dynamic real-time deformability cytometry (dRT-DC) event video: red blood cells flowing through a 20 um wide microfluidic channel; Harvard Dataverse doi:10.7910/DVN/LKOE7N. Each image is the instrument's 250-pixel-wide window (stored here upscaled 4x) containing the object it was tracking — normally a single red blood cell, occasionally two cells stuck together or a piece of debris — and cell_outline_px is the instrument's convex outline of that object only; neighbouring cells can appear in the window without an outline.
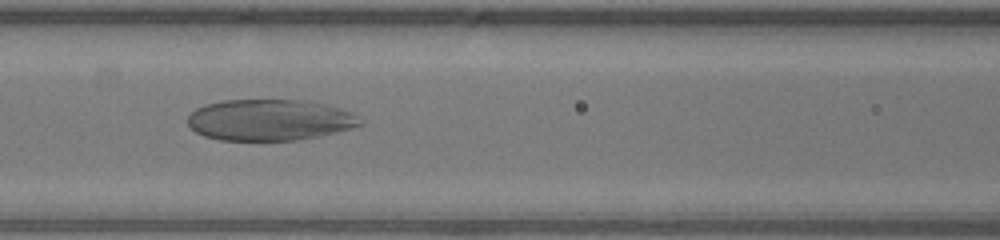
{"species": "human", "species_latin": "Homo sapiens", "temperature_condition": "warm", "stored_images_in_passage": 48, "camera_frame_rate_fps": 3000, "um_per_image_px": 0.085, "donor": {"sex": "male"}, "frame": {"image": 1, "passage_image": 20, "time_ms": 6.333, "image_size_px": [1000, 240], "cell_outline_px": [[364, 124], [352, 128], [320, 136], [296, 140], [220, 140], [204, 136], [196, 132], [188, 124], [188, 116], [196, 108], [204, 104], [224, 100], [308, 100], [340, 108], [352, 112], [364, 120]], "centroid_in_image_um": [22.95, 10.19], "position_along_channel_um": 143.6, "area_um2": 41.67}}
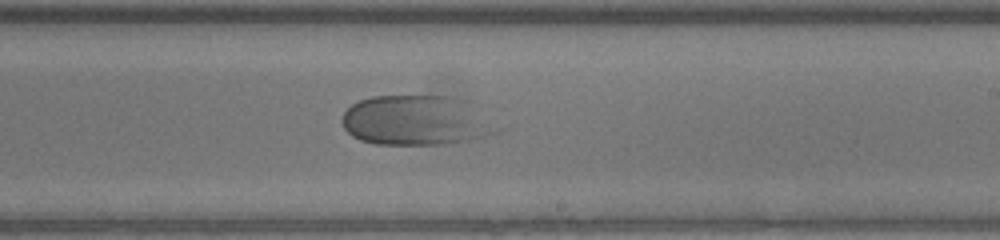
{"frame": {"image": 2, "passage_image": 28, "time_ms": 9.0, "image_size_px": [1000, 240], "cell_outline_px": [[500, 132], [452, 144], [376, 144], [360, 140], [352, 136], [344, 128], [340, 120], [344, 112], [352, 104], [360, 100], [372, 96], [452, 96], [464, 100], [500, 128]], "centroid_in_image_um": [35.33, 10.24], "position_along_channel_um": 253.7, "area_um2": 44.91}}
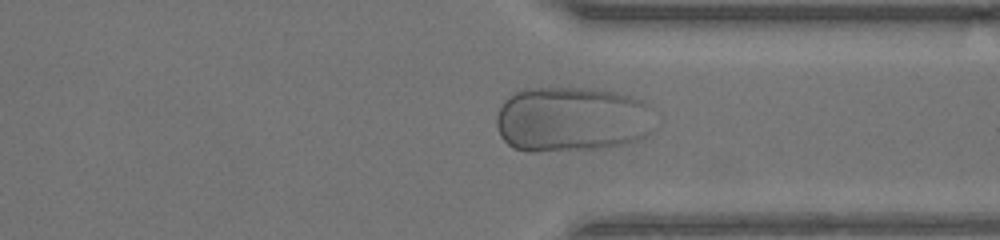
{"frame": {"image": 3, "passage_image": 36, "time_ms": 11.667, "image_size_px": [1000, 240], "cell_outline_px": [[652, 108], [648, 136], [640, 140], [608, 148], [532, 152], [528, 152], [512, 148], [500, 136], [496, 124], [496, 116], [504, 100], [516, 92], [528, 88], [592, 88], [616, 92], [640, 100], [648, 104]], "centroid_in_image_um": [48.57, 10.16], "position_along_channel_um": 362.8, "area_um2": 60.69}}